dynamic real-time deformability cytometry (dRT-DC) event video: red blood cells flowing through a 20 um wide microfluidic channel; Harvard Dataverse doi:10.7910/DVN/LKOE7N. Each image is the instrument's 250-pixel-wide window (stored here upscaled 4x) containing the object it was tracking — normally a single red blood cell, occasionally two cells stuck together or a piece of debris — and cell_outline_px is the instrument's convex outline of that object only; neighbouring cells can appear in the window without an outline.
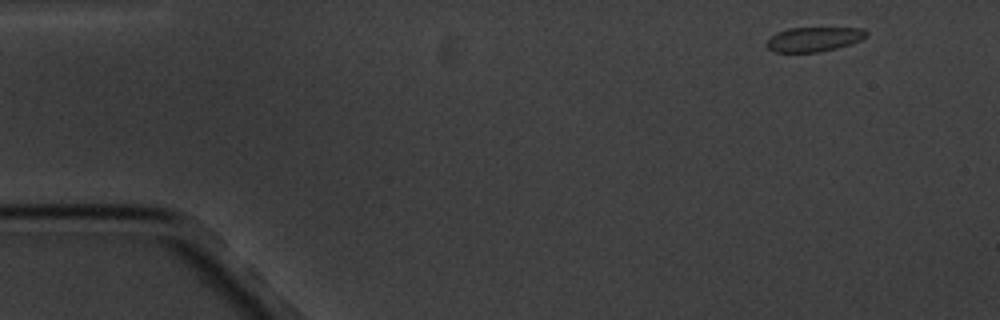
{"species": "common noctule bat (a hibernating species)", "species_latin": "Nyctalus noctula", "temperature_condition": "cold", "stored_images_in_passage": 5, "camera_frame_rate_fps": 3000, "um_per_image_px": 0.085, "animal": {"sex": "male", "body_mass_g": 20.1, "forearm_length_mm": 53.5}, "frame": {"image": 1, "passage_image": 1, "time_ms": 0.0, "image_size_px": [1000, 320], "cell_outline_px": [[868, 36], [860, 40], [836, 48], [820, 52], [776, 52], [768, 48], [764, 44], [776, 32], [788, 28], [860, 28], [868, 32]], "centroid_in_image_um": [69.16, 3.33], "position_along_channel_um": 15.8, "area_um2": 14.16}}
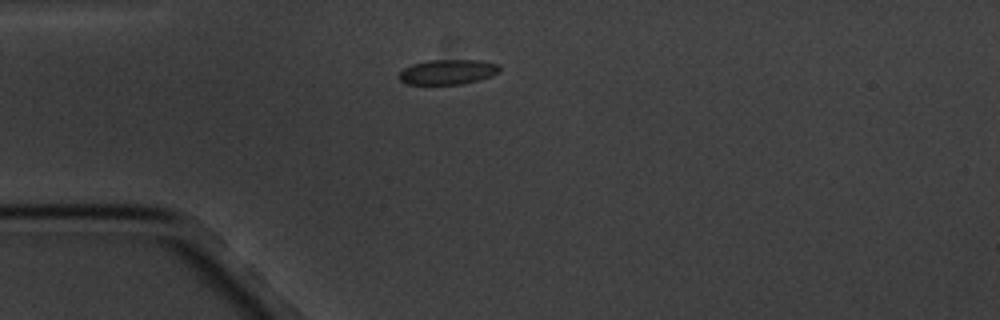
{"frame": {"image": 2, "passage_image": 3, "time_ms": 3.333, "image_size_px": [1000, 320], "cell_outline_px": [[500, 72], [492, 76], [480, 80], [460, 84], [408, 84], [400, 80], [396, 76], [404, 68], [412, 64], [428, 60], [480, 60], [500, 64]], "centroid_in_image_um": [38.08, 6.11], "position_along_channel_um": 46.9, "area_um2": 14.8}}
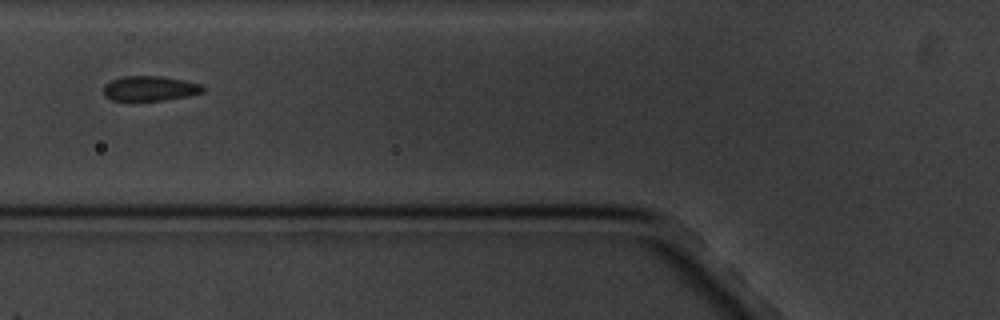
{"frame": {"image": 3, "passage_image": 5, "time_ms": 5.667, "image_size_px": [1000, 320], "cell_outline_px": [[204, 92], [188, 96], [164, 100], [132, 104], [128, 104], [112, 100], [104, 96], [104, 84], [120, 76], [160, 76], [184, 80], [200, 84], [204, 88]], "centroid_in_image_um": [12.66, 7.57], "position_along_channel_um": 113.1, "area_um2": 15.2}}